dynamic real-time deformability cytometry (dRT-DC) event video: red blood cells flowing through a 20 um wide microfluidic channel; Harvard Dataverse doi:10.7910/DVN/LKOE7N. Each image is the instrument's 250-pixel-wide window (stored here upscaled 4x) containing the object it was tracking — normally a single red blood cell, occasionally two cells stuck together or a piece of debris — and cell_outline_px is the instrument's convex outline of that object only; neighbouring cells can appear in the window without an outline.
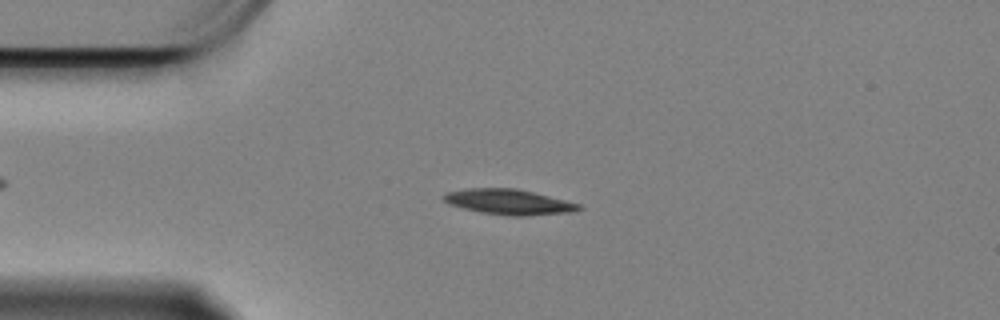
{"species": "Egyptian fruit bat (a non-hibernating species)", "species_latin": "Rousettus aegyptiacus", "temperature_condition": "cold", "stored_images_in_passage": 53, "camera_frame_rate_fps": 3000, "um_per_image_px": 0.085, "animal": {"sex": "female"}, "frame": {"image": 1, "passage_image": 7, "time_ms": 2.0, "image_size_px": [1000, 320], "cell_outline_px": [[584, 208], [572, 212], [528, 216], [508, 216], [480, 212], [448, 204], [440, 196], [448, 192], [468, 188], [516, 188], [580, 204]], "centroid_in_image_um": [43.24, 17.17], "position_along_channel_um": 41.8, "area_um2": 19.94}}
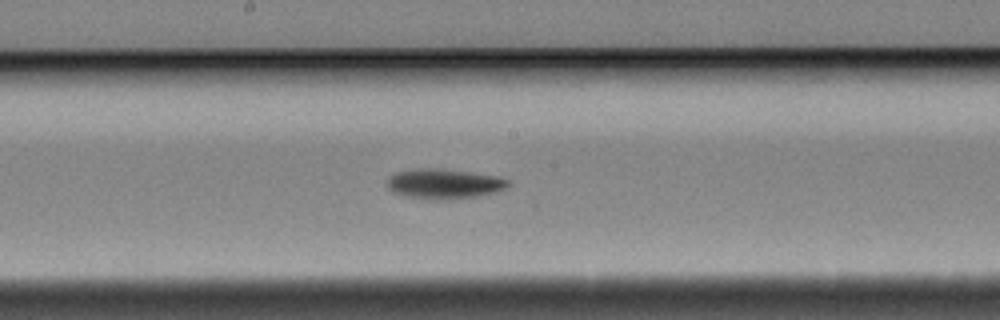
{"frame": {"image": 2, "passage_image": 24, "time_ms": 7.667, "image_size_px": [1000, 320], "cell_outline_px": [[508, 188], [496, 192], [476, 196], [452, 200], [432, 200], [404, 196], [392, 192], [388, 188], [388, 176], [396, 172], [416, 168], [436, 168], [468, 172], [496, 176], [508, 180]], "centroid_in_image_um": [37.71, 15.64], "position_along_channel_um": 210.5, "area_um2": 21.27}}
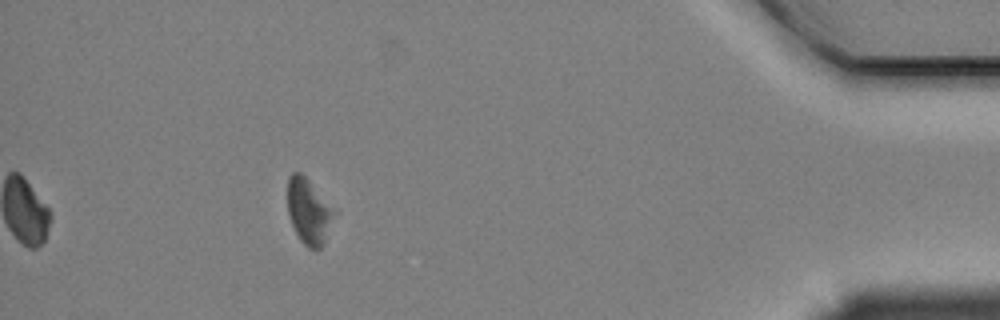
{"frame": {"image": 3, "passage_image": 47, "time_ms": 15.333, "image_size_px": [1000, 320], "cell_outline_px": [[340, 212], [324, 244], [320, 248], [308, 248], [300, 240], [292, 224], [288, 212], [288, 176], [292, 172], [300, 172]], "centroid_in_image_um": [26.33, 17.98], "position_along_channel_um": 408.9, "area_um2": 18.32}, "authors_computed_cell_mechanics": {"area_um2": 19.5942, "velocity_mm_per_s": 3.3105, "shape_relaxation_time_tau1_ms": 2.1267, "shape_relaxation_time_tau2_ms": null, "deformation_change_tau1": 0.1014, "deformation_change_tau2": null}}